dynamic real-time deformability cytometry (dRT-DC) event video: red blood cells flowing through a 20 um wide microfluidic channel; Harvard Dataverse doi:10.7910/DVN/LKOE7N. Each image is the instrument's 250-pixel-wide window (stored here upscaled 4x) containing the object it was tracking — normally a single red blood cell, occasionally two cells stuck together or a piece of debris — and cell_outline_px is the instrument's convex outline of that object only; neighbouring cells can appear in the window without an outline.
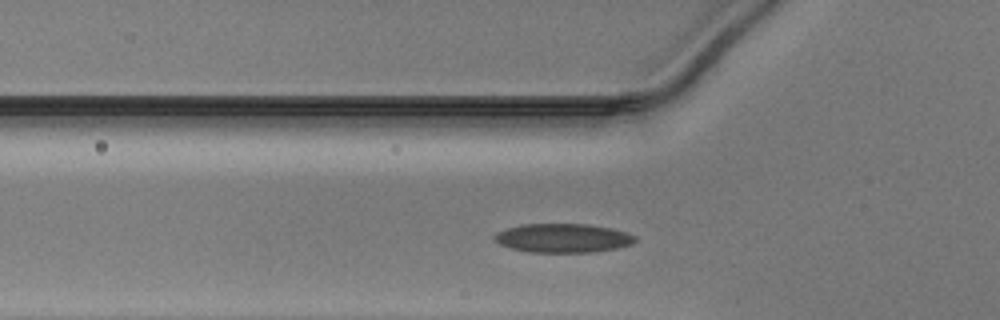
{"species": "Egyptian fruit bat (a non-hibernating species)", "species_latin": "Rousettus aegyptiacus", "temperature_condition": "warm", "stored_images_in_passage": 27, "camera_frame_rate_fps": 3000, "um_per_image_px": 0.085, "animal": {"sex": "male"}, "frame": {"image": 1, "passage_image": 3, "time_ms": 0.667, "image_size_px": [1000, 320], "cell_outline_px": [[636, 240], [632, 244], [616, 248], [592, 252], [528, 252], [512, 248], [500, 244], [492, 240], [492, 236], [496, 232], [508, 228], [524, 224], [588, 224], [612, 228], [628, 232], [636, 236]], "centroid_in_image_um": [47.85, 20.23], "position_along_channel_um": 77.9, "area_um2": 23.81}}
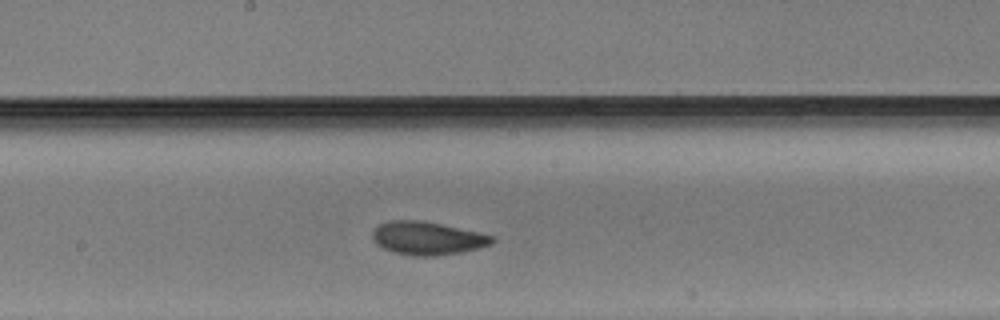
{"frame": {"image": 2, "passage_image": 13, "time_ms": 4.0, "image_size_px": [1000, 320], "cell_outline_px": [[496, 240], [492, 244], [464, 252], [436, 256], [412, 256], [392, 252], [376, 244], [372, 240], [372, 232], [380, 224], [388, 220], [420, 220], [440, 224], [496, 236]], "centroid_in_image_um": [36.33, 20.26], "position_along_channel_um": 211.9, "area_um2": 23.29}}
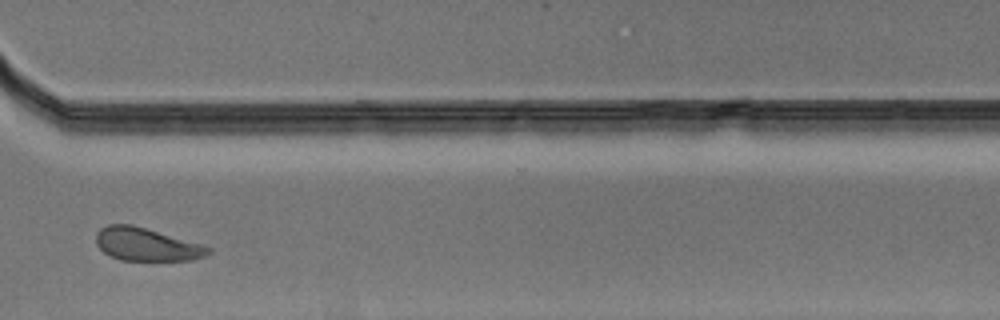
{"frame": {"image": 3, "passage_image": 24, "time_ms": 7.667, "image_size_px": [1000, 320], "cell_outline_px": [[212, 252], [204, 256], [192, 260], [120, 260], [104, 252], [96, 244], [96, 232], [100, 228], [108, 224], [132, 224], [200, 244], [212, 248]], "centroid_in_image_um": [12.43, 20.77], "position_along_channel_um": 358.2, "area_um2": 21.39}}